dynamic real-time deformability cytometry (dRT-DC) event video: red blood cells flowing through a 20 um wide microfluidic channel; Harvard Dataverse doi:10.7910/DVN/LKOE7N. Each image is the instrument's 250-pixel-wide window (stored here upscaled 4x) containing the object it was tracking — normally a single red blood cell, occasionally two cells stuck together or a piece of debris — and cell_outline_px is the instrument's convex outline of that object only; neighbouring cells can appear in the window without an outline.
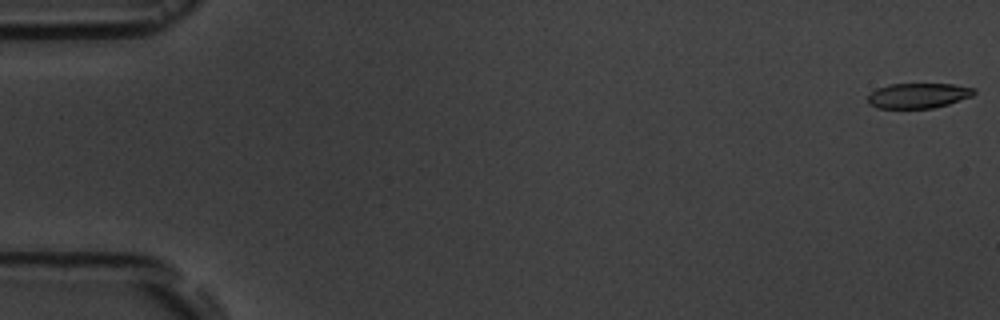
{"species": "common noctule bat (a hibernating species)", "species_latin": "Nyctalus noctula", "temperature_condition": "room temperature", "stored_images_in_passage": 5, "camera_frame_rate_fps": 3000, "um_per_image_px": 0.085, "animal": {"sex": "male", "body_mass_g": 19.5, "forearm_length_mm": 54.6}, "frame": {"image": 1, "passage_image": 1, "time_ms": 0.0, "image_size_px": [1000, 320], "cell_outline_px": [[976, 92], [972, 96], [948, 104], [932, 108], [876, 108], [868, 104], [868, 96], [876, 88], [888, 84], [952, 84], [976, 88]], "centroid_in_image_um": [78.04, 8.12], "position_along_channel_um": 7.0, "area_um2": 15.61}}
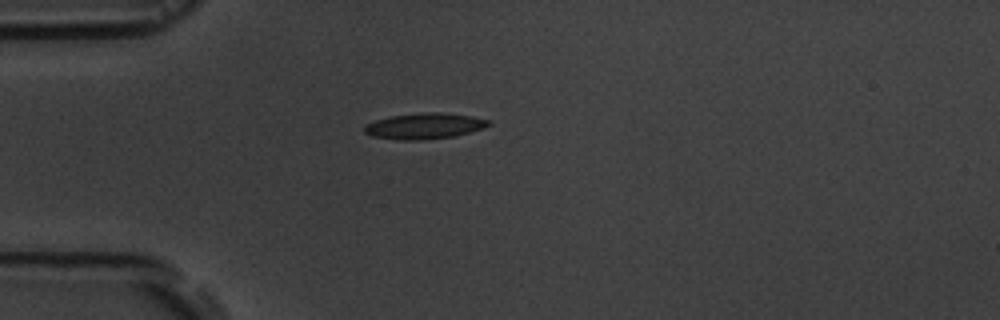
{"frame": {"image": 2, "passage_image": 5, "time_ms": 5.0, "image_size_px": [1000, 320], "cell_outline_px": [[492, 124], [484, 128], [452, 136], [420, 140], [400, 140], [372, 136], [364, 132], [364, 128], [368, 124], [376, 120], [392, 116], [424, 112], [440, 112], [472, 116], [492, 120]], "centroid_in_image_um": [36.12, 10.7], "position_along_channel_um": 48.9, "area_um2": 18.55}}